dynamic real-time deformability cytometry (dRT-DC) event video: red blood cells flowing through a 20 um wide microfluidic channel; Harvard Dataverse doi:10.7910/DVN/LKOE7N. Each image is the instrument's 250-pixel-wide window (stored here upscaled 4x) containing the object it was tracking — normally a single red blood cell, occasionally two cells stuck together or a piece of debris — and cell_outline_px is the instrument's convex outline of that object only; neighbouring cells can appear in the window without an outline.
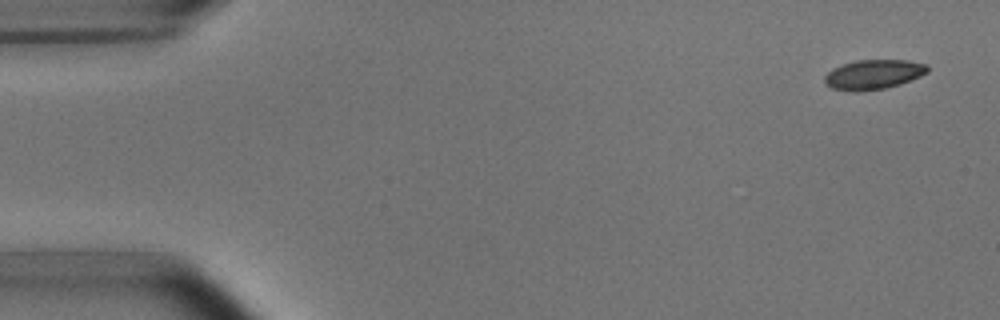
{"species": "common noctule bat (a hibernating species)", "species_latin": "Nyctalus noctula", "temperature_condition": "room temperature", "stored_images_in_passage": 4, "camera_frame_rate_fps": 3000, "um_per_image_px": 0.085, "animal": {"sex": "male", "body_mass_g": 15.6}, "frame": {"image": 1, "passage_image": 1, "time_ms": 0.0, "image_size_px": [1000, 320], "cell_outline_px": [[928, 72], [920, 76], [900, 84], [884, 88], [856, 92], [852, 92], [832, 88], [824, 80], [824, 76], [832, 68], [856, 60], [908, 60], [928, 64]], "centroid_in_image_um": [74.25, 6.32], "position_along_channel_um": 10.7, "area_um2": 17.74}}
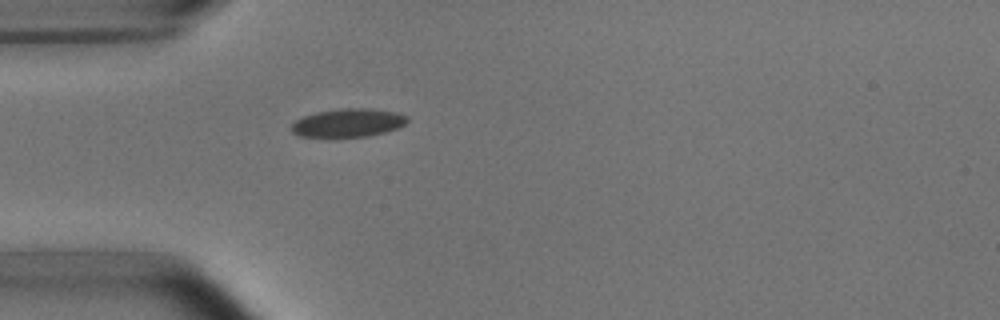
{"frame": {"image": 2, "passage_image": 4, "time_ms": 4.333, "image_size_px": [1000, 320], "cell_outline_px": [[408, 120], [404, 124], [396, 128], [384, 132], [368, 136], [300, 136], [292, 132], [292, 124], [296, 120], [304, 116], [316, 112], [344, 108], [368, 108], [396, 112], [408, 116]], "centroid_in_image_um": [29.6, 10.42], "position_along_channel_um": 55.4, "area_um2": 18.79}}